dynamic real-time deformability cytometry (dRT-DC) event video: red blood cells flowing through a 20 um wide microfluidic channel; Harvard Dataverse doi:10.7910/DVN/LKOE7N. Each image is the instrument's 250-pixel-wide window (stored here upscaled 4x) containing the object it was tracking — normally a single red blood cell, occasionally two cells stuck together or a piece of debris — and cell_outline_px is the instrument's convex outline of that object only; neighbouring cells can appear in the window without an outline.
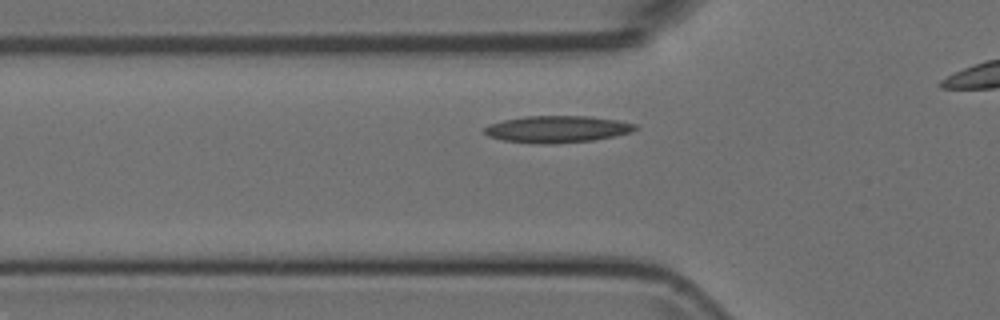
{"species": "Egyptian fruit bat (a non-hibernating species)", "species_latin": "Rousettus aegyptiacus", "temperature_condition": "room temperature", "stored_images_in_passage": 27, "camera_frame_rate_fps": 3000, "um_per_image_px": 0.085, "animal": {"sex": "female"}, "frame": {"image": 1, "passage_image": 4, "time_ms": 1.0, "image_size_px": [1000, 320], "cell_outline_px": [[640, 128], [632, 132], [592, 140], [552, 144], [544, 144], [504, 140], [488, 136], [484, 132], [484, 128], [492, 124], [504, 120], [524, 116], [592, 116], [616, 120], [636, 124]], "centroid_in_image_um": [47.4, 10.97], "position_along_channel_um": 78.4, "area_um2": 23.41}}
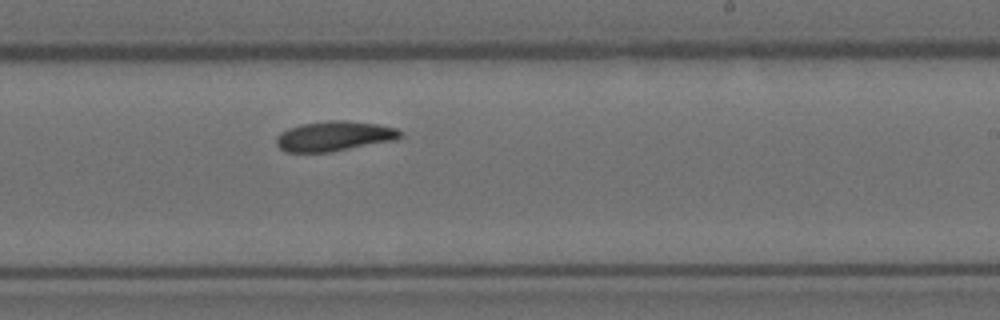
{"frame": {"image": 2, "passage_image": 17, "time_ms": 5.333, "image_size_px": [1000, 320], "cell_outline_px": [[404, 136], [396, 140], [332, 152], [284, 152], [276, 144], [276, 136], [280, 132], [288, 128], [300, 124], [328, 120], [344, 120], [376, 124], [396, 128], [404, 132]], "centroid_in_image_um": [28.42, 11.57], "position_along_channel_um": 260.6, "area_um2": 21.96}}
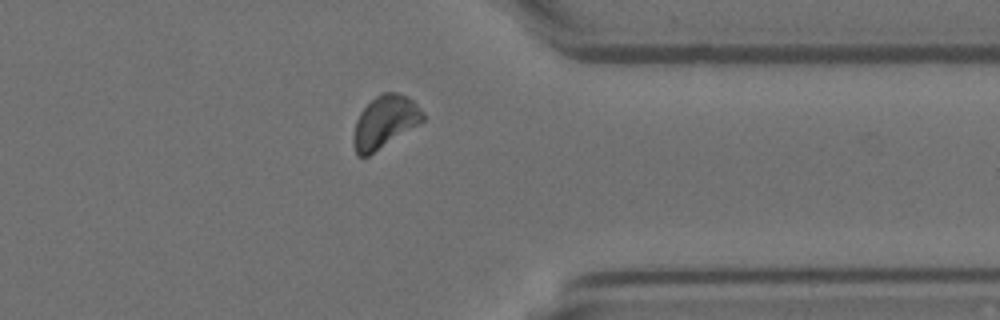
{"frame": {"image": 3, "passage_image": 26, "time_ms": 8.333, "image_size_px": [1000, 320], "cell_outline_px": [[424, 120], [420, 124], [368, 156], [356, 156], [352, 140], [352, 136], [356, 120], [360, 112], [380, 92], [396, 92], [412, 100], [424, 112]], "centroid_in_image_um": [32.69, 10.38], "position_along_channel_um": 378.7, "area_um2": 21.21}}